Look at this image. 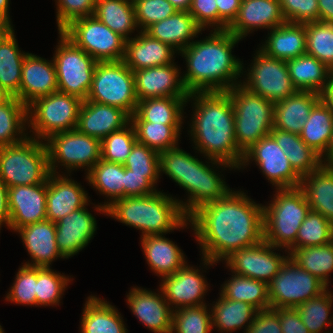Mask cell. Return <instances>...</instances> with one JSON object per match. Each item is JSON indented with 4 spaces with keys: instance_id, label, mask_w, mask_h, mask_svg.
<instances>
[{
    "instance_id": "50",
    "label": "cell",
    "mask_w": 333,
    "mask_h": 333,
    "mask_svg": "<svg viewBox=\"0 0 333 333\" xmlns=\"http://www.w3.org/2000/svg\"><path fill=\"white\" fill-rule=\"evenodd\" d=\"M333 241V224L319 212L310 210L302 222L295 244L288 250L324 245Z\"/></svg>"
},
{
    "instance_id": "69",
    "label": "cell",
    "mask_w": 333,
    "mask_h": 333,
    "mask_svg": "<svg viewBox=\"0 0 333 333\" xmlns=\"http://www.w3.org/2000/svg\"><path fill=\"white\" fill-rule=\"evenodd\" d=\"M12 28L14 27H12L6 20L0 17V39Z\"/></svg>"
},
{
    "instance_id": "44",
    "label": "cell",
    "mask_w": 333,
    "mask_h": 333,
    "mask_svg": "<svg viewBox=\"0 0 333 333\" xmlns=\"http://www.w3.org/2000/svg\"><path fill=\"white\" fill-rule=\"evenodd\" d=\"M27 126V106L17 97L9 96L0 104V147L25 140L29 136Z\"/></svg>"
},
{
    "instance_id": "27",
    "label": "cell",
    "mask_w": 333,
    "mask_h": 333,
    "mask_svg": "<svg viewBox=\"0 0 333 333\" xmlns=\"http://www.w3.org/2000/svg\"><path fill=\"white\" fill-rule=\"evenodd\" d=\"M16 232L31 258L30 262L22 263L23 265L50 268L53 261L65 259L57 248L56 227L52 221L36 222L19 228Z\"/></svg>"
},
{
    "instance_id": "62",
    "label": "cell",
    "mask_w": 333,
    "mask_h": 333,
    "mask_svg": "<svg viewBox=\"0 0 333 333\" xmlns=\"http://www.w3.org/2000/svg\"><path fill=\"white\" fill-rule=\"evenodd\" d=\"M218 10V30H227L237 17L242 0H216Z\"/></svg>"
},
{
    "instance_id": "39",
    "label": "cell",
    "mask_w": 333,
    "mask_h": 333,
    "mask_svg": "<svg viewBox=\"0 0 333 333\" xmlns=\"http://www.w3.org/2000/svg\"><path fill=\"white\" fill-rule=\"evenodd\" d=\"M270 135L275 139L294 171L302 178L317 170L322 157L309 147L298 134L272 129Z\"/></svg>"
},
{
    "instance_id": "25",
    "label": "cell",
    "mask_w": 333,
    "mask_h": 333,
    "mask_svg": "<svg viewBox=\"0 0 333 333\" xmlns=\"http://www.w3.org/2000/svg\"><path fill=\"white\" fill-rule=\"evenodd\" d=\"M58 91L53 59L46 60L28 53L23 61L20 90L15 95L25 106L34 100Z\"/></svg>"
},
{
    "instance_id": "48",
    "label": "cell",
    "mask_w": 333,
    "mask_h": 333,
    "mask_svg": "<svg viewBox=\"0 0 333 333\" xmlns=\"http://www.w3.org/2000/svg\"><path fill=\"white\" fill-rule=\"evenodd\" d=\"M306 54L333 71V23L315 21L305 24Z\"/></svg>"
},
{
    "instance_id": "60",
    "label": "cell",
    "mask_w": 333,
    "mask_h": 333,
    "mask_svg": "<svg viewBox=\"0 0 333 333\" xmlns=\"http://www.w3.org/2000/svg\"><path fill=\"white\" fill-rule=\"evenodd\" d=\"M245 333H282L279 314L271 308L258 311Z\"/></svg>"
},
{
    "instance_id": "28",
    "label": "cell",
    "mask_w": 333,
    "mask_h": 333,
    "mask_svg": "<svg viewBox=\"0 0 333 333\" xmlns=\"http://www.w3.org/2000/svg\"><path fill=\"white\" fill-rule=\"evenodd\" d=\"M177 53L170 45L151 37L145 31H140L126 40L123 61L132 71H137L174 63Z\"/></svg>"
},
{
    "instance_id": "1",
    "label": "cell",
    "mask_w": 333,
    "mask_h": 333,
    "mask_svg": "<svg viewBox=\"0 0 333 333\" xmlns=\"http://www.w3.org/2000/svg\"><path fill=\"white\" fill-rule=\"evenodd\" d=\"M188 219L206 268L264 240L263 205L241 189L202 205Z\"/></svg>"
},
{
    "instance_id": "15",
    "label": "cell",
    "mask_w": 333,
    "mask_h": 333,
    "mask_svg": "<svg viewBox=\"0 0 333 333\" xmlns=\"http://www.w3.org/2000/svg\"><path fill=\"white\" fill-rule=\"evenodd\" d=\"M328 287L317 277L299 267L290 257L268 283L270 308H295Z\"/></svg>"
},
{
    "instance_id": "43",
    "label": "cell",
    "mask_w": 333,
    "mask_h": 333,
    "mask_svg": "<svg viewBox=\"0 0 333 333\" xmlns=\"http://www.w3.org/2000/svg\"><path fill=\"white\" fill-rule=\"evenodd\" d=\"M231 276L221 285V296L233 301H243L259 311L270 309L268 283L234 273Z\"/></svg>"
},
{
    "instance_id": "49",
    "label": "cell",
    "mask_w": 333,
    "mask_h": 333,
    "mask_svg": "<svg viewBox=\"0 0 333 333\" xmlns=\"http://www.w3.org/2000/svg\"><path fill=\"white\" fill-rule=\"evenodd\" d=\"M71 279L72 277L56 272L51 267L37 268L36 307L59 306Z\"/></svg>"
},
{
    "instance_id": "46",
    "label": "cell",
    "mask_w": 333,
    "mask_h": 333,
    "mask_svg": "<svg viewBox=\"0 0 333 333\" xmlns=\"http://www.w3.org/2000/svg\"><path fill=\"white\" fill-rule=\"evenodd\" d=\"M333 305V293L327 288L320 295L306 300L296 306L301 321L308 328L309 333H331L328 327L333 328V314L330 310ZM327 328V329H326Z\"/></svg>"
},
{
    "instance_id": "64",
    "label": "cell",
    "mask_w": 333,
    "mask_h": 333,
    "mask_svg": "<svg viewBox=\"0 0 333 333\" xmlns=\"http://www.w3.org/2000/svg\"><path fill=\"white\" fill-rule=\"evenodd\" d=\"M319 21L333 23V0H318Z\"/></svg>"
},
{
    "instance_id": "33",
    "label": "cell",
    "mask_w": 333,
    "mask_h": 333,
    "mask_svg": "<svg viewBox=\"0 0 333 333\" xmlns=\"http://www.w3.org/2000/svg\"><path fill=\"white\" fill-rule=\"evenodd\" d=\"M86 299L81 314L80 333H128L118 308L92 294Z\"/></svg>"
},
{
    "instance_id": "31",
    "label": "cell",
    "mask_w": 333,
    "mask_h": 333,
    "mask_svg": "<svg viewBox=\"0 0 333 333\" xmlns=\"http://www.w3.org/2000/svg\"><path fill=\"white\" fill-rule=\"evenodd\" d=\"M140 239L145 260L158 277L172 275L188 262L182 249L164 234L149 235Z\"/></svg>"
},
{
    "instance_id": "37",
    "label": "cell",
    "mask_w": 333,
    "mask_h": 333,
    "mask_svg": "<svg viewBox=\"0 0 333 333\" xmlns=\"http://www.w3.org/2000/svg\"><path fill=\"white\" fill-rule=\"evenodd\" d=\"M188 98L157 97L138 101L131 122H153L164 125H183Z\"/></svg>"
},
{
    "instance_id": "32",
    "label": "cell",
    "mask_w": 333,
    "mask_h": 333,
    "mask_svg": "<svg viewBox=\"0 0 333 333\" xmlns=\"http://www.w3.org/2000/svg\"><path fill=\"white\" fill-rule=\"evenodd\" d=\"M265 38L259 49L270 57L287 61L306 53L305 24L286 22L268 31Z\"/></svg>"
},
{
    "instance_id": "61",
    "label": "cell",
    "mask_w": 333,
    "mask_h": 333,
    "mask_svg": "<svg viewBox=\"0 0 333 333\" xmlns=\"http://www.w3.org/2000/svg\"><path fill=\"white\" fill-rule=\"evenodd\" d=\"M274 310L279 314L282 333H309L296 308H275Z\"/></svg>"
},
{
    "instance_id": "7",
    "label": "cell",
    "mask_w": 333,
    "mask_h": 333,
    "mask_svg": "<svg viewBox=\"0 0 333 333\" xmlns=\"http://www.w3.org/2000/svg\"><path fill=\"white\" fill-rule=\"evenodd\" d=\"M49 174L45 141L28 136L17 144L0 147V177L8 188L47 183Z\"/></svg>"
},
{
    "instance_id": "35",
    "label": "cell",
    "mask_w": 333,
    "mask_h": 333,
    "mask_svg": "<svg viewBox=\"0 0 333 333\" xmlns=\"http://www.w3.org/2000/svg\"><path fill=\"white\" fill-rule=\"evenodd\" d=\"M299 188L310 210L319 212L333 224V166L323 163L317 170L302 177Z\"/></svg>"
},
{
    "instance_id": "58",
    "label": "cell",
    "mask_w": 333,
    "mask_h": 333,
    "mask_svg": "<svg viewBox=\"0 0 333 333\" xmlns=\"http://www.w3.org/2000/svg\"><path fill=\"white\" fill-rule=\"evenodd\" d=\"M216 0H192L189 13L205 31L207 28L218 30V10Z\"/></svg>"
},
{
    "instance_id": "38",
    "label": "cell",
    "mask_w": 333,
    "mask_h": 333,
    "mask_svg": "<svg viewBox=\"0 0 333 333\" xmlns=\"http://www.w3.org/2000/svg\"><path fill=\"white\" fill-rule=\"evenodd\" d=\"M286 63L297 91H310L321 95L328 86L332 71L315 57L305 53L287 60Z\"/></svg>"
},
{
    "instance_id": "14",
    "label": "cell",
    "mask_w": 333,
    "mask_h": 333,
    "mask_svg": "<svg viewBox=\"0 0 333 333\" xmlns=\"http://www.w3.org/2000/svg\"><path fill=\"white\" fill-rule=\"evenodd\" d=\"M254 55L247 71L242 64V69L245 70H242V78H246L241 80V85L274 104L297 92L286 61L270 57L259 48Z\"/></svg>"
},
{
    "instance_id": "21",
    "label": "cell",
    "mask_w": 333,
    "mask_h": 333,
    "mask_svg": "<svg viewBox=\"0 0 333 333\" xmlns=\"http://www.w3.org/2000/svg\"><path fill=\"white\" fill-rule=\"evenodd\" d=\"M126 302L132 314L147 329L154 333L172 332L173 310L166 301L160 287L156 293L146 288L133 286L126 296Z\"/></svg>"
},
{
    "instance_id": "63",
    "label": "cell",
    "mask_w": 333,
    "mask_h": 333,
    "mask_svg": "<svg viewBox=\"0 0 333 333\" xmlns=\"http://www.w3.org/2000/svg\"><path fill=\"white\" fill-rule=\"evenodd\" d=\"M9 208H8V187L0 177V230L1 227H8L9 224Z\"/></svg>"
},
{
    "instance_id": "4",
    "label": "cell",
    "mask_w": 333,
    "mask_h": 333,
    "mask_svg": "<svg viewBox=\"0 0 333 333\" xmlns=\"http://www.w3.org/2000/svg\"><path fill=\"white\" fill-rule=\"evenodd\" d=\"M207 161H200L179 146L159 153L160 176L164 173L188 193L187 200H178L187 217L202 205L224 198L232 190L223 174L218 172L219 168L230 171L234 168L235 171V167L208 158Z\"/></svg>"
},
{
    "instance_id": "40",
    "label": "cell",
    "mask_w": 333,
    "mask_h": 333,
    "mask_svg": "<svg viewBox=\"0 0 333 333\" xmlns=\"http://www.w3.org/2000/svg\"><path fill=\"white\" fill-rule=\"evenodd\" d=\"M14 29L0 39V87L15 96L20 90L23 61L29 52L20 50Z\"/></svg>"
},
{
    "instance_id": "6",
    "label": "cell",
    "mask_w": 333,
    "mask_h": 333,
    "mask_svg": "<svg viewBox=\"0 0 333 333\" xmlns=\"http://www.w3.org/2000/svg\"><path fill=\"white\" fill-rule=\"evenodd\" d=\"M275 191L271 203L263 205L264 240L289 255L310 207L299 187Z\"/></svg>"
},
{
    "instance_id": "52",
    "label": "cell",
    "mask_w": 333,
    "mask_h": 333,
    "mask_svg": "<svg viewBox=\"0 0 333 333\" xmlns=\"http://www.w3.org/2000/svg\"><path fill=\"white\" fill-rule=\"evenodd\" d=\"M136 142L135 128L130 122L123 129L112 132L101 141V159L124 164Z\"/></svg>"
},
{
    "instance_id": "45",
    "label": "cell",
    "mask_w": 333,
    "mask_h": 333,
    "mask_svg": "<svg viewBox=\"0 0 333 333\" xmlns=\"http://www.w3.org/2000/svg\"><path fill=\"white\" fill-rule=\"evenodd\" d=\"M289 257L329 288V276L333 273V241L324 245L293 249Z\"/></svg>"
},
{
    "instance_id": "54",
    "label": "cell",
    "mask_w": 333,
    "mask_h": 333,
    "mask_svg": "<svg viewBox=\"0 0 333 333\" xmlns=\"http://www.w3.org/2000/svg\"><path fill=\"white\" fill-rule=\"evenodd\" d=\"M13 281L4 299L16 305L36 306L37 267L20 266Z\"/></svg>"
},
{
    "instance_id": "5",
    "label": "cell",
    "mask_w": 333,
    "mask_h": 333,
    "mask_svg": "<svg viewBox=\"0 0 333 333\" xmlns=\"http://www.w3.org/2000/svg\"><path fill=\"white\" fill-rule=\"evenodd\" d=\"M178 200L162 191L119 198L106 207V215L142 231L141 237L166 235L191 225Z\"/></svg>"
},
{
    "instance_id": "24",
    "label": "cell",
    "mask_w": 333,
    "mask_h": 333,
    "mask_svg": "<svg viewBox=\"0 0 333 333\" xmlns=\"http://www.w3.org/2000/svg\"><path fill=\"white\" fill-rule=\"evenodd\" d=\"M286 22L279 0H242L238 15L227 30L244 39L256 29L269 31Z\"/></svg>"
},
{
    "instance_id": "59",
    "label": "cell",
    "mask_w": 333,
    "mask_h": 333,
    "mask_svg": "<svg viewBox=\"0 0 333 333\" xmlns=\"http://www.w3.org/2000/svg\"><path fill=\"white\" fill-rule=\"evenodd\" d=\"M145 174L133 173L125 168L124 197H135L150 195L158 191Z\"/></svg>"
},
{
    "instance_id": "11",
    "label": "cell",
    "mask_w": 333,
    "mask_h": 333,
    "mask_svg": "<svg viewBox=\"0 0 333 333\" xmlns=\"http://www.w3.org/2000/svg\"><path fill=\"white\" fill-rule=\"evenodd\" d=\"M45 143L49 170L53 174H61L58 169L63 166L67 172L63 174L71 175L72 171L80 168L85 169L86 175L101 159V141L77 129L55 133L46 139Z\"/></svg>"
},
{
    "instance_id": "68",
    "label": "cell",
    "mask_w": 333,
    "mask_h": 333,
    "mask_svg": "<svg viewBox=\"0 0 333 333\" xmlns=\"http://www.w3.org/2000/svg\"><path fill=\"white\" fill-rule=\"evenodd\" d=\"M322 160L324 164L333 166V131L332 138L328 147V153L322 158Z\"/></svg>"
},
{
    "instance_id": "67",
    "label": "cell",
    "mask_w": 333,
    "mask_h": 333,
    "mask_svg": "<svg viewBox=\"0 0 333 333\" xmlns=\"http://www.w3.org/2000/svg\"><path fill=\"white\" fill-rule=\"evenodd\" d=\"M178 11H189L192 0H168Z\"/></svg>"
},
{
    "instance_id": "66",
    "label": "cell",
    "mask_w": 333,
    "mask_h": 333,
    "mask_svg": "<svg viewBox=\"0 0 333 333\" xmlns=\"http://www.w3.org/2000/svg\"><path fill=\"white\" fill-rule=\"evenodd\" d=\"M10 0H0V17L6 20L12 27L13 24L11 23L12 20L10 19Z\"/></svg>"
},
{
    "instance_id": "65",
    "label": "cell",
    "mask_w": 333,
    "mask_h": 333,
    "mask_svg": "<svg viewBox=\"0 0 333 333\" xmlns=\"http://www.w3.org/2000/svg\"><path fill=\"white\" fill-rule=\"evenodd\" d=\"M321 100L333 112V76H331L328 86L321 93Z\"/></svg>"
},
{
    "instance_id": "12",
    "label": "cell",
    "mask_w": 333,
    "mask_h": 333,
    "mask_svg": "<svg viewBox=\"0 0 333 333\" xmlns=\"http://www.w3.org/2000/svg\"><path fill=\"white\" fill-rule=\"evenodd\" d=\"M52 57L58 82V91L86 100L92 84L97 61L76 46L61 31Z\"/></svg>"
},
{
    "instance_id": "29",
    "label": "cell",
    "mask_w": 333,
    "mask_h": 333,
    "mask_svg": "<svg viewBox=\"0 0 333 333\" xmlns=\"http://www.w3.org/2000/svg\"><path fill=\"white\" fill-rule=\"evenodd\" d=\"M321 95L310 91H297L275 103L273 129L300 135L313 107Z\"/></svg>"
},
{
    "instance_id": "20",
    "label": "cell",
    "mask_w": 333,
    "mask_h": 333,
    "mask_svg": "<svg viewBox=\"0 0 333 333\" xmlns=\"http://www.w3.org/2000/svg\"><path fill=\"white\" fill-rule=\"evenodd\" d=\"M46 197L47 183L8 188V228L16 232L24 226L47 220Z\"/></svg>"
},
{
    "instance_id": "17",
    "label": "cell",
    "mask_w": 333,
    "mask_h": 333,
    "mask_svg": "<svg viewBox=\"0 0 333 333\" xmlns=\"http://www.w3.org/2000/svg\"><path fill=\"white\" fill-rule=\"evenodd\" d=\"M277 249L284 250L263 240L257 245L235 250L223 261L231 273L269 283L289 258L284 253L282 256L276 253Z\"/></svg>"
},
{
    "instance_id": "18",
    "label": "cell",
    "mask_w": 333,
    "mask_h": 333,
    "mask_svg": "<svg viewBox=\"0 0 333 333\" xmlns=\"http://www.w3.org/2000/svg\"><path fill=\"white\" fill-rule=\"evenodd\" d=\"M196 268L186 263L176 273L161 279L159 287L172 310L207 304L204 297L210 289L205 270Z\"/></svg>"
},
{
    "instance_id": "56",
    "label": "cell",
    "mask_w": 333,
    "mask_h": 333,
    "mask_svg": "<svg viewBox=\"0 0 333 333\" xmlns=\"http://www.w3.org/2000/svg\"><path fill=\"white\" fill-rule=\"evenodd\" d=\"M283 16L289 23L319 21L318 0H279Z\"/></svg>"
},
{
    "instance_id": "2",
    "label": "cell",
    "mask_w": 333,
    "mask_h": 333,
    "mask_svg": "<svg viewBox=\"0 0 333 333\" xmlns=\"http://www.w3.org/2000/svg\"><path fill=\"white\" fill-rule=\"evenodd\" d=\"M188 102L193 104L188 130L193 149L206 159L224 162L239 170L244 154L235 140L234 109L229 93L192 92Z\"/></svg>"
},
{
    "instance_id": "51",
    "label": "cell",
    "mask_w": 333,
    "mask_h": 333,
    "mask_svg": "<svg viewBox=\"0 0 333 333\" xmlns=\"http://www.w3.org/2000/svg\"><path fill=\"white\" fill-rule=\"evenodd\" d=\"M208 306L206 304L173 310L171 333H211L212 319Z\"/></svg>"
},
{
    "instance_id": "13",
    "label": "cell",
    "mask_w": 333,
    "mask_h": 333,
    "mask_svg": "<svg viewBox=\"0 0 333 333\" xmlns=\"http://www.w3.org/2000/svg\"><path fill=\"white\" fill-rule=\"evenodd\" d=\"M61 32L97 62L124 59L126 39L94 15L74 19Z\"/></svg>"
},
{
    "instance_id": "23",
    "label": "cell",
    "mask_w": 333,
    "mask_h": 333,
    "mask_svg": "<svg viewBox=\"0 0 333 333\" xmlns=\"http://www.w3.org/2000/svg\"><path fill=\"white\" fill-rule=\"evenodd\" d=\"M68 174L50 173L47 180V220L58 222L71 212L91 203L87 191Z\"/></svg>"
},
{
    "instance_id": "16",
    "label": "cell",
    "mask_w": 333,
    "mask_h": 333,
    "mask_svg": "<svg viewBox=\"0 0 333 333\" xmlns=\"http://www.w3.org/2000/svg\"><path fill=\"white\" fill-rule=\"evenodd\" d=\"M252 162H255L275 189L300 186L302 178L294 171L289 159L271 135L263 137L244 153L239 170H244Z\"/></svg>"
},
{
    "instance_id": "3",
    "label": "cell",
    "mask_w": 333,
    "mask_h": 333,
    "mask_svg": "<svg viewBox=\"0 0 333 333\" xmlns=\"http://www.w3.org/2000/svg\"><path fill=\"white\" fill-rule=\"evenodd\" d=\"M242 40L228 30H210L204 39L183 49L179 53L186 61L182 77L189 93L228 91L240 84L243 61L232 50Z\"/></svg>"
},
{
    "instance_id": "53",
    "label": "cell",
    "mask_w": 333,
    "mask_h": 333,
    "mask_svg": "<svg viewBox=\"0 0 333 333\" xmlns=\"http://www.w3.org/2000/svg\"><path fill=\"white\" fill-rule=\"evenodd\" d=\"M123 166L137 174H145L155 186L160 177L159 153L136 142Z\"/></svg>"
},
{
    "instance_id": "70",
    "label": "cell",
    "mask_w": 333,
    "mask_h": 333,
    "mask_svg": "<svg viewBox=\"0 0 333 333\" xmlns=\"http://www.w3.org/2000/svg\"><path fill=\"white\" fill-rule=\"evenodd\" d=\"M9 95L0 87V104L5 101Z\"/></svg>"
},
{
    "instance_id": "55",
    "label": "cell",
    "mask_w": 333,
    "mask_h": 333,
    "mask_svg": "<svg viewBox=\"0 0 333 333\" xmlns=\"http://www.w3.org/2000/svg\"><path fill=\"white\" fill-rule=\"evenodd\" d=\"M133 4L140 31H145L153 23L164 20L178 11L168 0H136Z\"/></svg>"
},
{
    "instance_id": "36",
    "label": "cell",
    "mask_w": 333,
    "mask_h": 333,
    "mask_svg": "<svg viewBox=\"0 0 333 333\" xmlns=\"http://www.w3.org/2000/svg\"><path fill=\"white\" fill-rule=\"evenodd\" d=\"M210 305L212 329L215 328L220 333H233L243 328L245 333L259 311L250 304L233 301L220 294L219 298Z\"/></svg>"
},
{
    "instance_id": "57",
    "label": "cell",
    "mask_w": 333,
    "mask_h": 333,
    "mask_svg": "<svg viewBox=\"0 0 333 333\" xmlns=\"http://www.w3.org/2000/svg\"><path fill=\"white\" fill-rule=\"evenodd\" d=\"M96 0H55L57 29L61 31L74 19L92 16Z\"/></svg>"
},
{
    "instance_id": "22",
    "label": "cell",
    "mask_w": 333,
    "mask_h": 333,
    "mask_svg": "<svg viewBox=\"0 0 333 333\" xmlns=\"http://www.w3.org/2000/svg\"><path fill=\"white\" fill-rule=\"evenodd\" d=\"M88 205L89 202L55 223L57 248L65 259L87 247L98 228L95 216L87 209Z\"/></svg>"
},
{
    "instance_id": "10",
    "label": "cell",
    "mask_w": 333,
    "mask_h": 333,
    "mask_svg": "<svg viewBox=\"0 0 333 333\" xmlns=\"http://www.w3.org/2000/svg\"><path fill=\"white\" fill-rule=\"evenodd\" d=\"M86 100L121 108L132 116L138 104L133 71L123 60L97 62Z\"/></svg>"
},
{
    "instance_id": "26",
    "label": "cell",
    "mask_w": 333,
    "mask_h": 333,
    "mask_svg": "<svg viewBox=\"0 0 333 333\" xmlns=\"http://www.w3.org/2000/svg\"><path fill=\"white\" fill-rule=\"evenodd\" d=\"M131 116L121 108L83 100L76 129L102 141L112 132L123 129Z\"/></svg>"
},
{
    "instance_id": "47",
    "label": "cell",
    "mask_w": 333,
    "mask_h": 333,
    "mask_svg": "<svg viewBox=\"0 0 333 333\" xmlns=\"http://www.w3.org/2000/svg\"><path fill=\"white\" fill-rule=\"evenodd\" d=\"M137 142L147 145L158 153L179 146L182 125H164L153 122H131Z\"/></svg>"
},
{
    "instance_id": "8",
    "label": "cell",
    "mask_w": 333,
    "mask_h": 333,
    "mask_svg": "<svg viewBox=\"0 0 333 333\" xmlns=\"http://www.w3.org/2000/svg\"><path fill=\"white\" fill-rule=\"evenodd\" d=\"M235 117V140L244 154L273 129L275 104L261 95L250 92L241 84L227 91Z\"/></svg>"
},
{
    "instance_id": "19",
    "label": "cell",
    "mask_w": 333,
    "mask_h": 333,
    "mask_svg": "<svg viewBox=\"0 0 333 333\" xmlns=\"http://www.w3.org/2000/svg\"><path fill=\"white\" fill-rule=\"evenodd\" d=\"M176 63L133 71L138 101L157 97L188 98L181 68ZM181 74V75H180Z\"/></svg>"
},
{
    "instance_id": "9",
    "label": "cell",
    "mask_w": 333,
    "mask_h": 333,
    "mask_svg": "<svg viewBox=\"0 0 333 333\" xmlns=\"http://www.w3.org/2000/svg\"><path fill=\"white\" fill-rule=\"evenodd\" d=\"M82 103L79 97L59 91L34 100L27 106L30 137L45 141L55 133L76 129Z\"/></svg>"
},
{
    "instance_id": "71",
    "label": "cell",
    "mask_w": 333,
    "mask_h": 333,
    "mask_svg": "<svg viewBox=\"0 0 333 333\" xmlns=\"http://www.w3.org/2000/svg\"><path fill=\"white\" fill-rule=\"evenodd\" d=\"M0 333H5L1 325H0Z\"/></svg>"
},
{
    "instance_id": "34",
    "label": "cell",
    "mask_w": 333,
    "mask_h": 333,
    "mask_svg": "<svg viewBox=\"0 0 333 333\" xmlns=\"http://www.w3.org/2000/svg\"><path fill=\"white\" fill-rule=\"evenodd\" d=\"M87 183L99 194L105 195L104 204L94 205L100 214L106 215V207L113 201L124 198L125 167L120 163H111L100 159L86 174Z\"/></svg>"
},
{
    "instance_id": "30",
    "label": "cell",
    "mask_w": 333,
    "mask_h": 333,
    "mask_svg": "<svg viewBox=\"0 0 333 333\" xmlns=\"http://www.w3.org/2000/svg\"><path fill=\"white\" fill-rule=\"evenodd\" d=\"M204 31L188 11H177L174 15L153 23L145 32L162 43L170 45L179 53L188 47L199 33Z\"/></svg>"
},
{
    "instance_id": "41",
    "label": "cell",
    "mask_w": 333,
    "mask_h": 333,
    "mask_svg": "<svg viewBox=\"0 0 333 333\" xmlns=\"http://www.w3.org/2000/svg\"><path fill=\"white\" fill-rule=\"evenodd\" d=\"M93 15L126 40L132 38L135 30L140 32L134 4L129 0H96Z\"/></svg>"
},
{
    "instance_id": "42",
    "label": "cell",
    "mask_w": 333,
    "mask_h": 333,
    "mask_svg": "<svg viewBox=\"0 0 333 333\" xmlns=\"http://www.w3.org/2000/svg\"><path fill=\"white\" fill-rule=\"evenodd\" d=\"M332 131L333 112L320 100L311 110L300 137L323 158L328 153Z\"/></svg>"
}]
</instances>
